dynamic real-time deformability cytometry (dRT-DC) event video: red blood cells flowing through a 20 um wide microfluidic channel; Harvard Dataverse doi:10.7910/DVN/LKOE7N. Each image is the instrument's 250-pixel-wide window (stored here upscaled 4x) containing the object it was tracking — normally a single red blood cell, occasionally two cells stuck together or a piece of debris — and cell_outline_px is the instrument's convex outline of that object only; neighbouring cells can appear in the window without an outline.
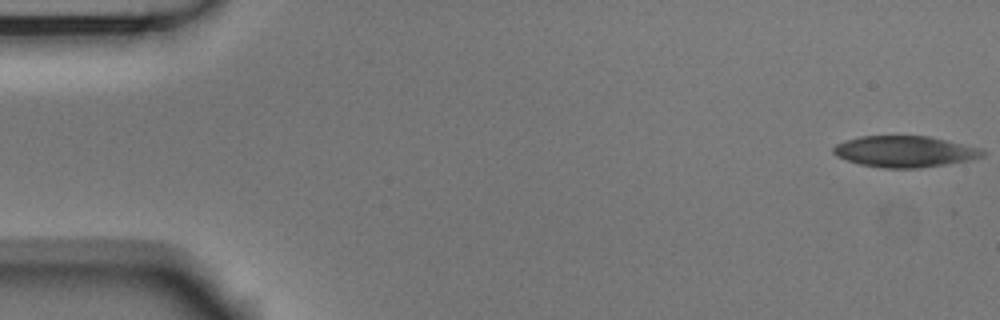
{"species": "Egyptian fruit bat (a non-hibernating species)", "species_latin": "Rousettus aegyptiacus", "temperature_condition": "room temperature", "stored_images_in_passage": 53, "camera_frame_rate_fps": 3000, "um_per_image_px": 0.085, "animal": {"sex": "male"}, "frame": {"image": 1, "passage_image": 1, "time_ms": 0.0, "image_size_px": [1000, 320], "cell_outline_px": [[984, 156], [944, 164], [920, 168], [884, 168], [860, 164], [836, 156], [832, 152], [832, 148], [836, 144], [844, 140], [860, 136], [928, 136], [980, 148], [984, 152]], "centroid_in_image_um": [76.83, 12.87], "position_along_channel_um": 8.2, "area_um2": 26.82}}
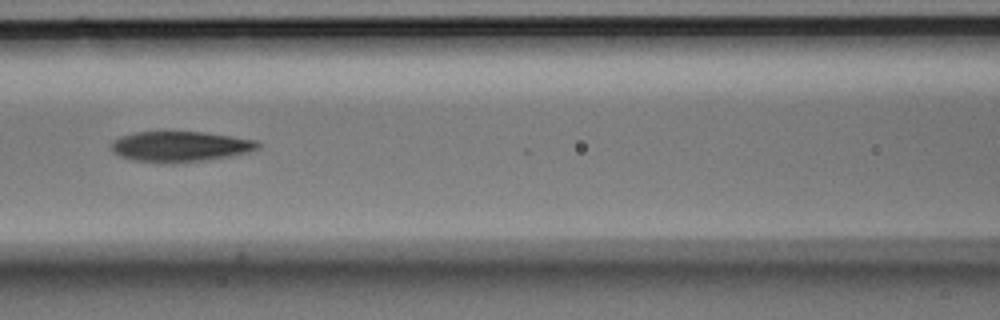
{"frame": {"image": 2, "passage_image": 23, "time_ms": 7.333, "image_size_px": [1000, 320], "cell_outline_px": [[264, 144], [260, 148], [248, 152], [228, 156], [204, 160], [164, 164], [160, 164], [132, 160], [120, 156], [112, 152], [112, 140], [120, 136], [136, 132], [204, 132], [232, 136], [256, 140]], "centroid_in_image_um": [15.31, 12.46], "position_along_channel_um": 151.3, "area_um2": 26.24}}
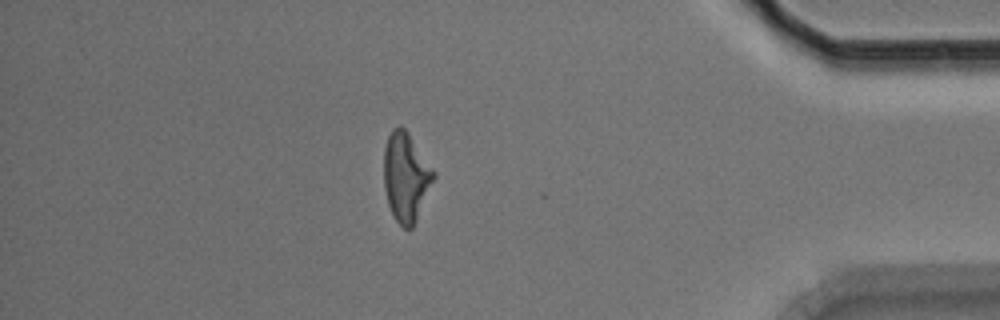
{"frame": {"image": 3, "passage_image": 46, "time_ms": 15.0, "image_size_px": [1000, 320], "cell_outline_px": [[436, 176], [416, 220], [412, 228], [404, 228], [396, 220], [388, 204], [384, 188], [384, 148], [388, 136], [392, 128], [400, 124], [408, 132], [436, 172]], "centroid_in_image_um": [34.5, 15.0], "position_along_channel_um": 400.7, "area_um2": 25.78}, "authors_computed_cell_mechanics": {"area_um2": 26.7614, "velocity_mm_per_s": 3.7596, "shape_relaxation_time_tau1_ms": 6.006, "shape_relaxation_time_tau2_ms": 5.6377, "deformation_change_tau1": 0.1747, "deformation_change_tau2": 0.1608}}